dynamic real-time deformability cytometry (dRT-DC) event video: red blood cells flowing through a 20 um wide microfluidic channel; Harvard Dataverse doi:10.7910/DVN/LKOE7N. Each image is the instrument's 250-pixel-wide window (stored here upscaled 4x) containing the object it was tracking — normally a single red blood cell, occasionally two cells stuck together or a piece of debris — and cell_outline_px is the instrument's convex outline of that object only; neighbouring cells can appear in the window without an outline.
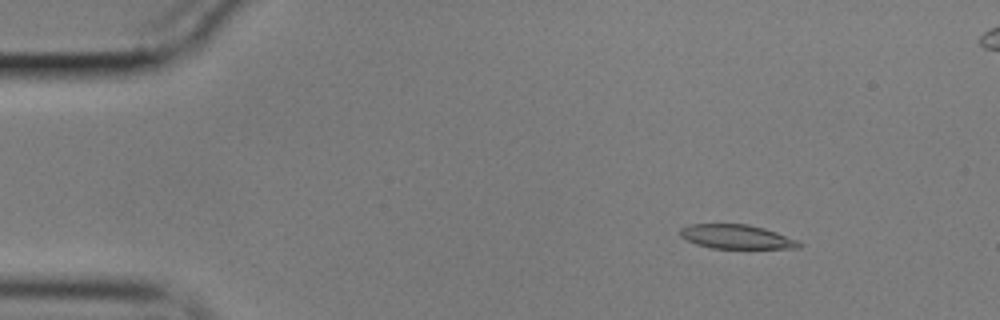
{"species": "common noctule bat (a hibernating species)", "species_latin": "Nyctalus noctula", "temperature_condition": "cold", "stored_images_in_passage": 54, "camera_frame_rate_fps": 3000, "um_per_image_px": 0.085, "animal": {"sex": "male", "body_mass_g": 17.9}, "frame": {"image": 1, "passage_image": 4, "time_ms": 1.0, "image_size_px": [1000, 320], "cell_outline_px": [[804, 244], [800, 248], [712, 248], [696, 244], [680, 236], [680, 228], [688, 224], [748, 224], [764, 228], [800, 240]], "centroid_in_image_um": [62.64, 20.12], "position_along_channel_um": 22.4, "area_um2": 16.82}}
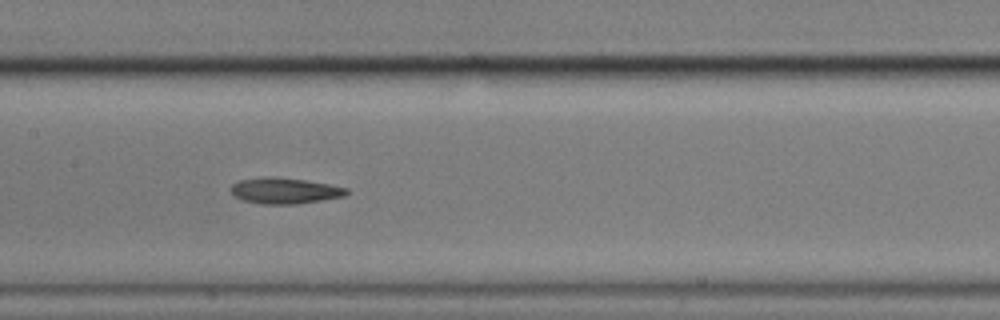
{"frame": {"image": 2, "passage_image": 24, "time_ms": 7.667, "image_size_px": [1000, 320], "cell_outline_px": [[348, 192], [344, 196], [296, 204], [260, 204], [240, 200], [228, 188], [232, 184], [240, 180], [268, 176], [304, 180], [328, 184], [348, 188]], "centroid_in_image_um": [24.15, 16.21], "position_along_channel_um": 183.3, "area_um2": 17.4}}
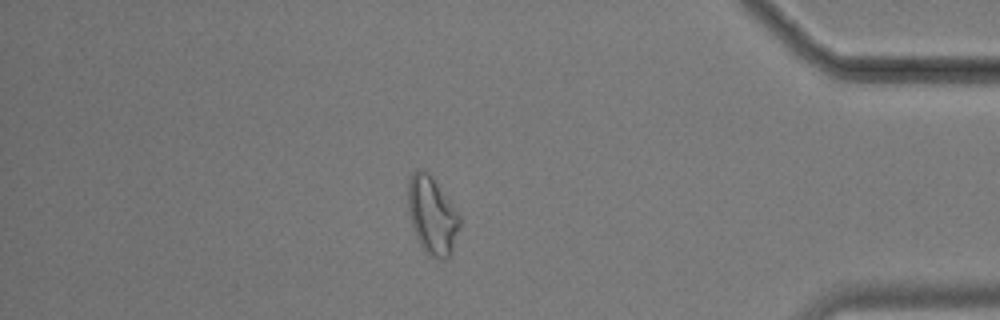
{"frame": {"image": 3, "passage_image": 45, "time_ms": 14.667, "image_size_px": [1000, 320], "cell_outline_px": [[460, 228], [452, 248], [448, 256], [444, 260], [440, 260], [432, 256], [420, 244], [416, 236], [408, 212], [408, 180], [412, 172], [416, 168], [420, 168], [428, 172], [432, 176], [460, 216]], "centroid_in_image_um": [36.71, 18.26], "position_along_channel_um": 398.5, "area_um2": 23.12}}